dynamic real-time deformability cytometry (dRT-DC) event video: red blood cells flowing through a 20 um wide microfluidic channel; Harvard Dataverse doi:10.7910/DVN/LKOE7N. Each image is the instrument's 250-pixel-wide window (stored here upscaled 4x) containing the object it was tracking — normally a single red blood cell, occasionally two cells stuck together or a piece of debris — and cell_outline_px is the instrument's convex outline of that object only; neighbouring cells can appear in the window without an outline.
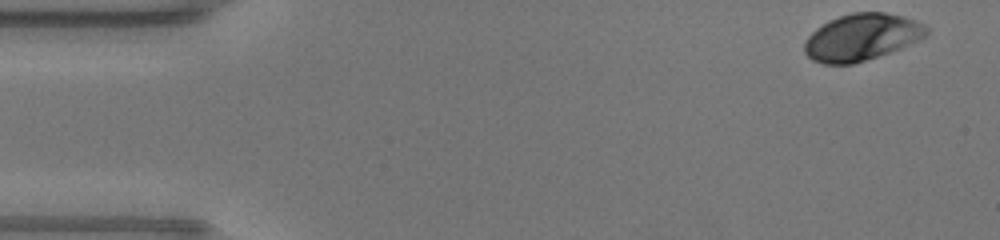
{"species": "human", "species_latin": "Homo sapiens", "temperature_condition": "warm", "stored_images_in_passage": 46, "camera_frame_rate_fps": 3000, "um_per_image_px": 0.085, "donor": {"sex": "male"}, "frame": {"image": 1, "passage_image": 1, "time_ms": 0.0, "image_size_px": [1000, 240], "cell_outline_px": [[928, 32], [924, 36], [900, 48], [852, 64], [824, 64], [812, 60], [804, 52], [804, 44], [808, 36], [816, 28], [828, 20], [852, 12], [884, 12], [904, 16], [924, 24], [928, 28]], "centroid_in_image_um": [73.2, 3.15], "position_along_channel_um": 11.8, "area_um2": 32.95}}
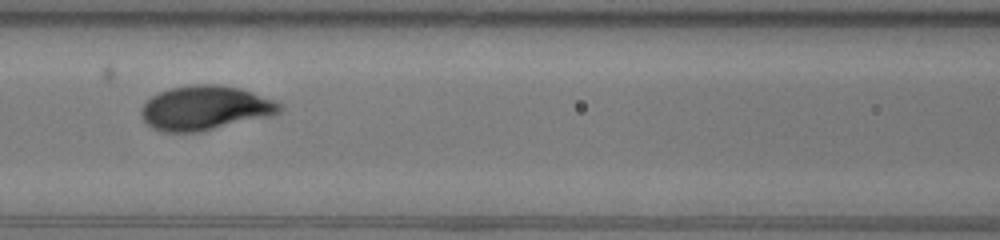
{"frame": {"image": 2, "passage_image": 19, "time_ms": 6.0, "image_size_px": [1000, 240], "cell_outline_px": [[284, 108], [280, 112], [272, 116], [200, 132], [160, 132], [152, 128], [140, 116], [140, 108], [144, 100], [160, 92], [172, 88], [188, 84], [216, 84], [240, 88], [276, 100], [284, 104]], "centroid_in_image_um": [17.45, 9.18], "position_along_channel_um": 149.2, "area_um2": 36.41}}
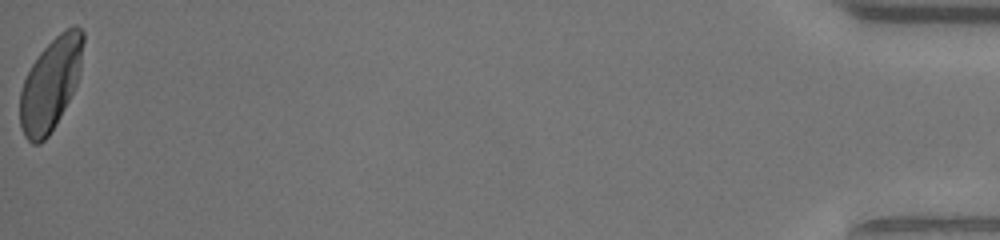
{"frame": {"image": 3, "passage_image": 46, "time_ms": 15.0, "image_size_px": [1000, 240], "cell_outline_px": [[84, 40], [80, 72], [76, 84], [56, 124], [48, 136], [40, 144], [32, 144], [24, 136], [20, 124], [20, 92], [24, 80], [32, 64], [40, 52], [60, 32], [72, 24], [76, 24], [84, 32]], "centroid_in_image_um": [4.31, 7.13], "position_along_channel_um": 430.9, "area_um2": 33.87}, "authors_computed_cell_mechanics": {"area_um2": 33.0327, "velocity_mm_per_s": 4.365, "shape_relaxation_time_tau1_ms": 2.0526, "shape_relaxation_time_tau2_ms": null, "deformation_change_tau1": 0.1531, "deformation_change_tau2": null}}